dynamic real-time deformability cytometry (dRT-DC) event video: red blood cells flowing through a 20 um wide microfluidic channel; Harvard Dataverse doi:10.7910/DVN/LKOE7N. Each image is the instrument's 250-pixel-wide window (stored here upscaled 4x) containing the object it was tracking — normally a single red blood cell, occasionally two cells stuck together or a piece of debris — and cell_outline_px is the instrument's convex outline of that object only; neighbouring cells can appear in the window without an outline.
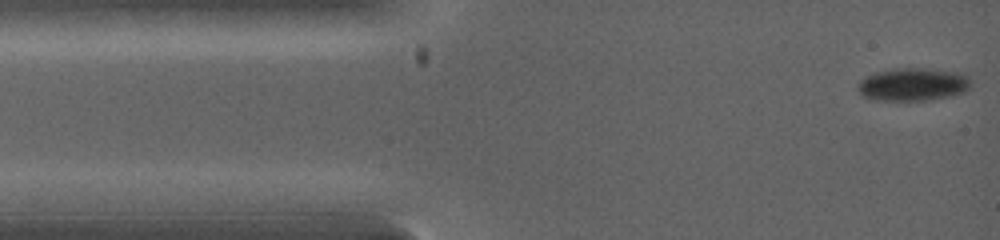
{"species": "common noctule bat (a hibernating species)", "species_latin": "Nyctalus noctula", "temperature_condition": "warm", "stored_images_in_passage": 48, "camera_frame_rate_fps": 5000, "um_per_image_px": 0.085, "animal": {"sex": "female", "body_mass_g": 19.0, "forearm_length_mm": 53.3}, "frame": {"image": 1, "passage_image": 1, "time_ms": 0.0, "image_size_px": [1000, 240], "cell_outline_px": [[968, 88], [964, 92], [952, 96], [928, 100], [872, 100], [864, 96], [856, 88], [860, 80], [864, 76], [876, 72], [896, 68], [924, 68], [960, 72], [968, 76]], "centroid_in_image_um": [77.57, 7.17], "position_along_channel_um": 7.4, "area_um2": 21.73}}
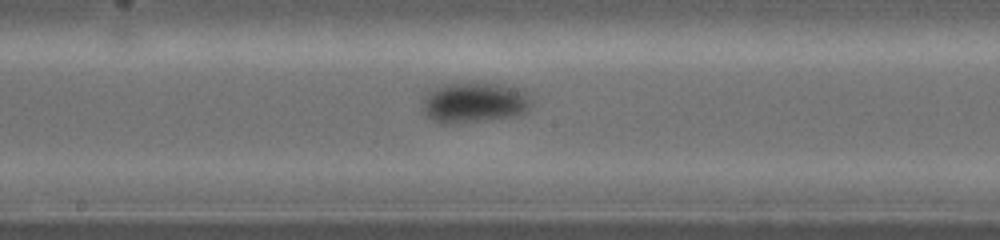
{"frame": {"image": 2, "passage_image": 21, "time_ms": 4.6, "image_size_px": [1000, 240], "cell_outline_px": [[532, 104], [524, 112], [516, 116], [484, 120], [448, 124], [440, 124], [432, 120], [420, 108], [428, 92], [444, 84], [500, 84], [512, 88], [520, 92], [532, 100]], "centroid_in_image_um": [40.25, 8.75], "position_along_channel_um": 208.0, "area_um2": 25.03}}
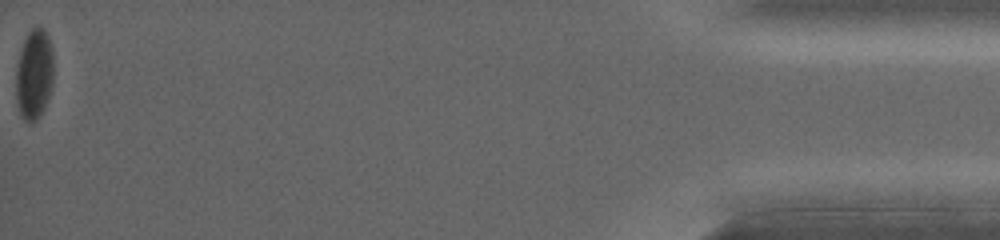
{"frame": {"image": 3, "passage_image": 48, "time_ms": 10.6, "image_size_px": [1000, 240], "cell_outline_px": [[52, 84], [44, 108], [40, 116], [36, 120], [24, 120], [20, 116], [16, 100], [16, 68], [20, 48], [28, 32], [32, 28], [44, 28], [48, 36], [52, 48]], "centroid_in_image_um": [2.88, 6.3], "position_along_channel_um": 432.3, "area_um2": 19.71}}